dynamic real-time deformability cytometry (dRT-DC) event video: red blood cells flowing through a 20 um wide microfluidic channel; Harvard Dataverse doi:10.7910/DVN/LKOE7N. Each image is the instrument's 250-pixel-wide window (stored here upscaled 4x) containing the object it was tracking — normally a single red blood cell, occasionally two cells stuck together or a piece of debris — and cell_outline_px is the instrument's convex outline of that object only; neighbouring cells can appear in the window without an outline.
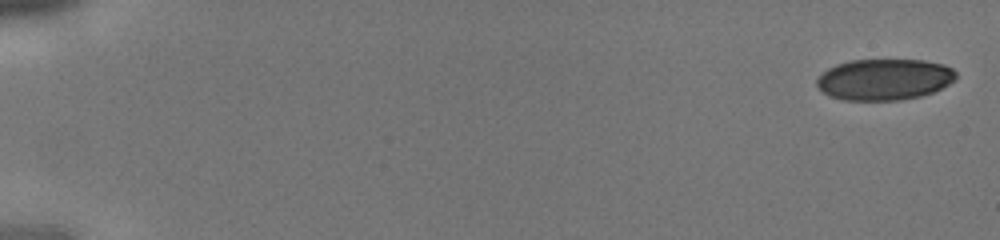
{"species": "human", "species_latin": "Homo sapiens", "temperature_condition": "cold", "stored_images_in_passage": 16, "camera_frame_rate_fps": 3000, "um_per_image_px": 0.085, "donor": {"sex": "male"}, "frame": {"image": 1, "passage_image": 1, "time_ms": 0.0, "image_size_px": [1000, 240], "cell_outline_px": [[956, 80], [932, 92], [920, 96], [900, 100], [844, 100], [832, 96], [824, 92], [816, 84], [816, 80], [828, 68], [836, 64], [852, 60], [924, 60], [944, 64], [952, 68], [956, 72]], "centroid_in_image_um": [75.19, 6.74], "position_along_channel_um": 9.8, "area_um2": 33.29}}
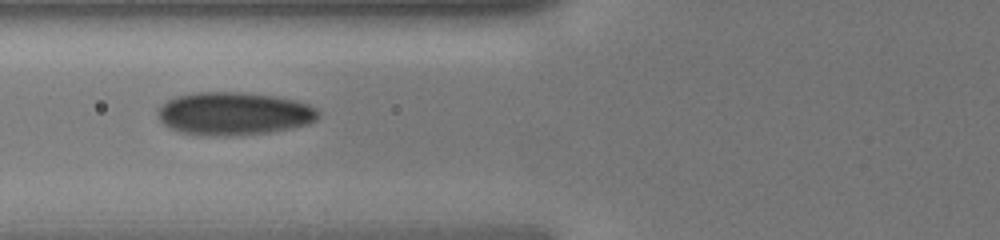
{"frame": {"image": 2, "passage_image": 10, "time_ms": 3.0, "image_size_px": [1000, 240], "cell_outline_px": [[320, 116], [316, 120], [308, 124], [292, 128], [268, 132], [228, 136], [200, 136], [180, 132], [168, 128], [160, 120], [160, 108], [168, 100], [176, 96], [192, 92], [240, 92], [272, 96], [296, 100], [308, 104], [316, 108], [320, 112]], "centroid_in_image_um": [19.9, 9.67], "position_along_channel_um": 105.9, "area_um2": 40.29}}
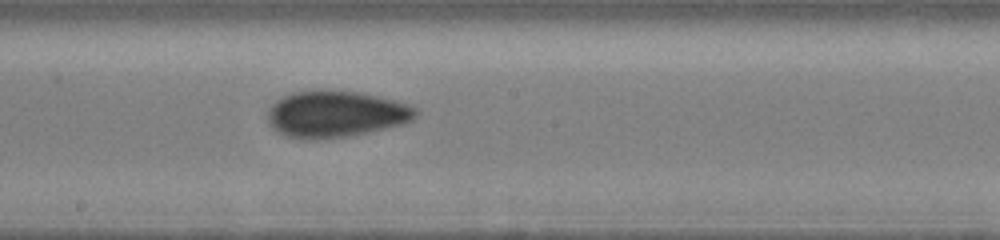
{"frame": {"image": 3, "passage_image": 16, "time_ms": 5.0, "image_size_px": [1000, 240], "cell_outline_px": [[420, 112], [412, 120], [404, 124], [368, 132], [348, 136], [316, 140], [304, 140], [288, 136], [272, 128], [268, 124], [268, 108], [276, 100], [292, 92], [356, 92], [396, 100], [408, 104], [416, 108]], "centroid_in_image_um": [28.55, 9.73], "position_along_channel_um": 219.6, "area_um2": 39.77}}